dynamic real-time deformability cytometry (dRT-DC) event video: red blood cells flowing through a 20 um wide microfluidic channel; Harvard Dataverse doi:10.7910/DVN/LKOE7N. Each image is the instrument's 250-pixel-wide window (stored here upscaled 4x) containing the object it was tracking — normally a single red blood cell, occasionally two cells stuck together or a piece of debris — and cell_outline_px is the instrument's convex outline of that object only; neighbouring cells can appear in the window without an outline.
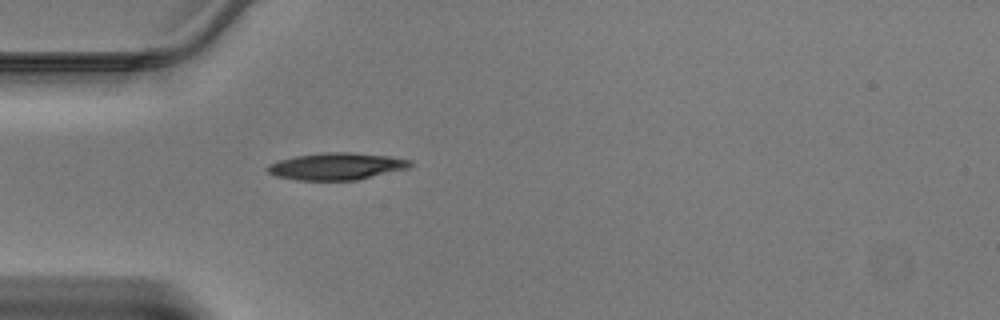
{"species": "Egyptian fruit bat (a non-hibernating species)", "species_latin": "Rousettus aegyptiacus", "temperature_condition": "warm", "stored_images_in_passage": 33, "camera_frame_rate_fps": 3000, "um_per_image_px": 0.085, "animal": {"sex": "male"}, "frame": {"image": 1, "passage_image": 1, "time_ms": 0.0, "image_size_px": [1000, 320], "cell_outline_px": [[412, 164], [408, 168], [356, 180], [296, 180], [276, 176], [268, 172], [264, 168], [268, 164], [292, 156], [320, 152], [352, 152], [388, 156], [412, 160]], "centroid_in_image_um": [28.56, 14.12], "position_along_channel_um": 56.4, "area_um2": 22.6}}
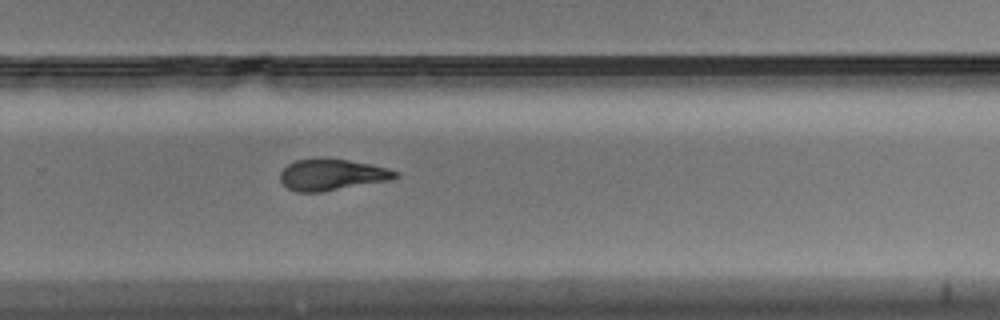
{"frame": {"image": 2, "passage_image": 18, "time_ms": 5.667, "image_size_px": [1000, 320], "cell_outline_px": [[400, 176], [392, 180], [324, 192], [296, 192], [288, 188], [280, 180], [280, 172], [288, 164], [296, 160], [348, 160], [388, 168], [400, 172]], "centroid_in_image_um": [28.27, 14.89], "position_along_channel_um": 301.5, "area_um2": 20.81}}
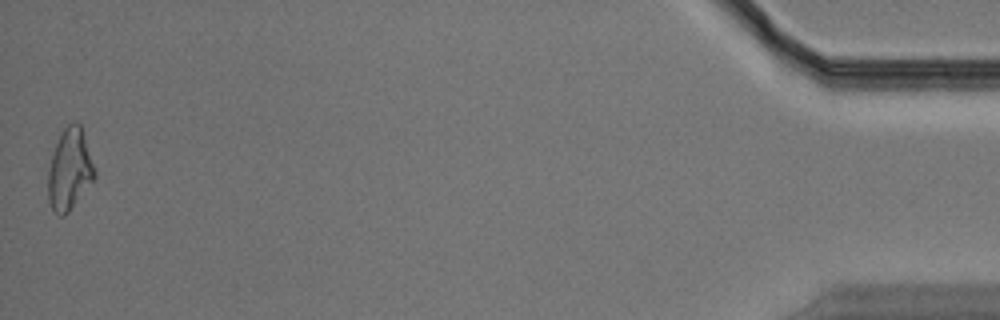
{"frame": {"image": 3, "passage_image": 33, "time_ms": 10.667, "image_size_px": [1000, 320], "cell_outline_px": [[96, 176], [68, 212], [64, 216], [60, 216], [52, 208], [48, 200], [48, 168], [52, 152], [64, 128], [72, 120], [76, 120], [80, 124], [96, 172]], "centroid_in_image_um": [5.9, 14.38], "position_along_channel_um": 429.3, "area_um2": 21.79}}